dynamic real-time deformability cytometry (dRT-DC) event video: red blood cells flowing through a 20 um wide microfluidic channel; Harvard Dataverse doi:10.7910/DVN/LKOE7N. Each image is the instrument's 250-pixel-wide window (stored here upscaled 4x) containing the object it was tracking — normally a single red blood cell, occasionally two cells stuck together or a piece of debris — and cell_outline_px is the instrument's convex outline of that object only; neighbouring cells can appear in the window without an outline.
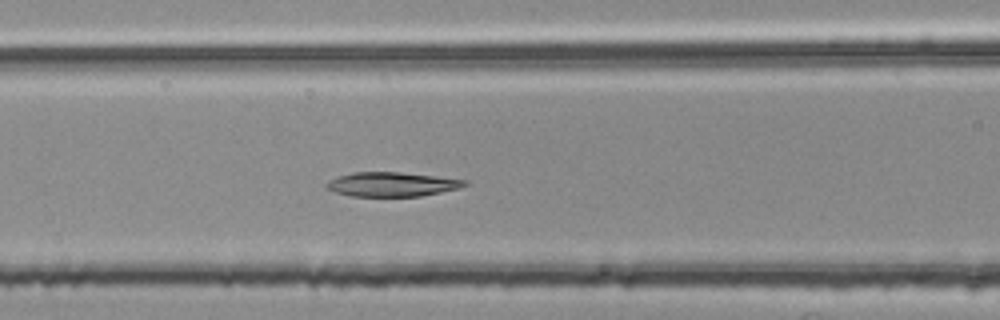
{"species": "common noctule bat (a hibernating species)", "species_latin": "Nyctalus noctula", "temperature_condition": "room temperature", "stored_images_in_passage": 51, "segment_of_instrument_passage": [2, 2], "camera_frame_rate_fps": 3000, "um_per_image_px": 0.085, "animal": {"sex": "female", "body_mass_g": 25.1}, "frame": {"image": 1, "passage_image": 22, "time_ms": 7.0, "image_size_px": [1000, 320], "cell_outline_px": [[468, 184], [460, 188], [420, 196], [352, 196], [336, 192], [324, 188], [324, 184], [328, 180], [340, 176], [356, 172], [400, 172], [468, 180]], "centroid_in_image_um": [33.3, 15.66], "position_along_channel_um": 133.3, "area_um2": 19.48}}
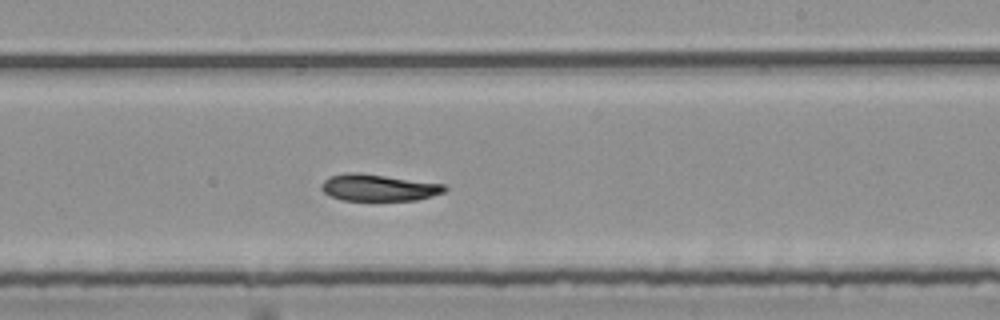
{"frame": {"image": 2, "passage_image": 32, "time_ms": 10.333, "image_size_px": [1000, 320], "cell_outline_px": [[448, 188], [444, 192], [432, 196], [416, 200], [340, 200], [328, 196], [320, 188], [320, 184], [324, 180], [332, 176], [352, 172], [356, 172], [444, 184]], "centroid_in_image_um": [32.15, 15.96], "position_along_channel_um": 256.9, "area_um2": 19.07}}
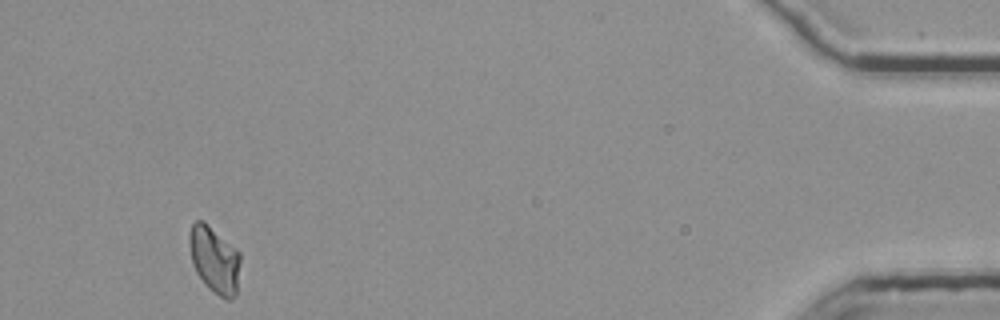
{"frame": {"image": 3, "passage_image": 51, "time_ms": 16.667, "image_size_px": [1000, 320], "cell_outline_px": [[240, 260], [236, 296], [232, 300], [224, 300], [208, 288], [204, 284], [196, 272], [192, 260], [188, 244], [188, 236], [192, 224], [196, 220], [204, 220], [236, 248], [240, 252]], "centroid_in_image_um": [18.23, 22.08], "position_along_channel_um": 417.0, "area_um2": 20.17}}